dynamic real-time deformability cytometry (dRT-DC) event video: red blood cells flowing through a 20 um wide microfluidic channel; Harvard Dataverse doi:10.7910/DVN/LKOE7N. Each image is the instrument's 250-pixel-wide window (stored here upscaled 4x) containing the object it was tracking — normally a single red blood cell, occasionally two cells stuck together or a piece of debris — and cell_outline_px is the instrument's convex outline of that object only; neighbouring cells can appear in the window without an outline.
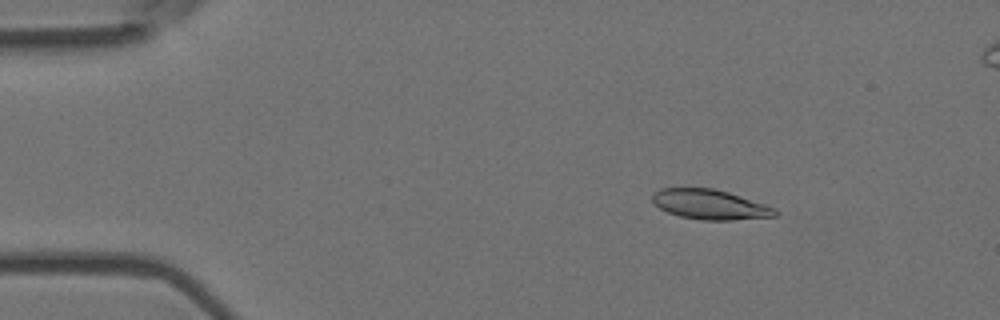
{"species": "Egyptian fruit bat (a non-hibernating species)", "species_latin": "Rousettus aegyptiacus", "temperature_condition": "room temperature", "stored_images_in_passage": 5, "camera_frame_rate_fps": 3000, "um_per_image_px": 0.085, "animal": {"sex": "female"}, "frame": {"image": 1, "passage_image": 3, "time_ms": 0.667, "image_size_px": [1000, 320], "cell_outline_px": [[780, 212], [776, 216], [732, 220], [700, 220], [680, 216], [668, 212], [660, 208], [652, 200], [652, 196], [660, 188], [712, 188], [728, 192], [776, 208]], "centroid_in_image_um": [60.37, 17.39], "position_along_channel_um": 24.6, "area_um2": 21.21}}